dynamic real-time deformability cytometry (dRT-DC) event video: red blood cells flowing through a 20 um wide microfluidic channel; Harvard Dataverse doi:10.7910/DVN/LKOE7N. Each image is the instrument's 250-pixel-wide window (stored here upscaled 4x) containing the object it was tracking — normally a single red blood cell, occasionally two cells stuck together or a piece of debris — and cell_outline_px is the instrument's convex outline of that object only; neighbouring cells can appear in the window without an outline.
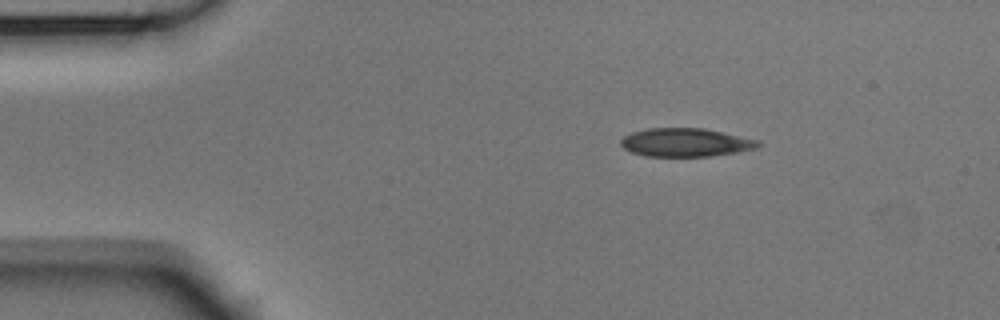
{"species": "Egyptian fruit bat (a non-hibernating species)", "species_latin": "Rousettus aegyptiacus", "temperature_condition": "room temperature", "stored_images_in_passage": 3, "camera_frame_rate_fps": 3000, "um_per_image_px": 0.085, "animal": {"sex": "male"}, "frame": {"image": 1, "passage_image": 1, "time_ms": 0.0, "image_size_px": [1000, 320], "cell_outline_px": [[764, 144], [756, 148], [736, 152], [712, 156], [644, 156], [632, 152], [624, 148], [620, 144], [620, 140], [624, 136], [632, 132], [648, 128], [704, 128], [760, 140]], "centroid_in_image_um": [58.3, 12.1], "position_along_channel_um": 26.7, "area_um2": 22.83}}